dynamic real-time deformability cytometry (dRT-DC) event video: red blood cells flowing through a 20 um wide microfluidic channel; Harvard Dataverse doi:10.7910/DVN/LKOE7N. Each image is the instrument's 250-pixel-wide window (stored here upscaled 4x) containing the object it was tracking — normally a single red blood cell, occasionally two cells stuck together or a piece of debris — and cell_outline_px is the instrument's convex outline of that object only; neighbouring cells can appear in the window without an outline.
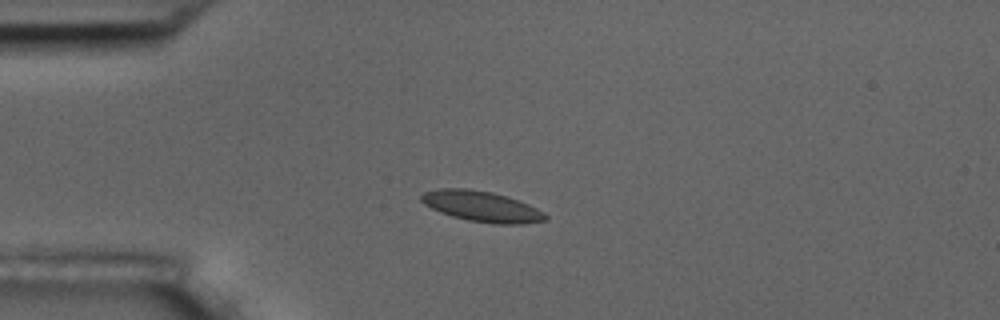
{"species": "common noctule bat (a hibernating species)", "species_latin": "Nyctalus noctula", "temperature_condition": "room temperature", "stored_images_in_passage": 4, "camera_frame_rate_fps": 3000, "um_per_image_px": 0.085, "animal": {"sex": "male", "body_mass_g": 17.5, "forearm_length_mm": 52.3}, "frame": {"image": 1, "passage_image": 1, "time_ms": 0.0, "image_size_px": [1000, 320], "cell_outline_px": [[548, 220], [524, 224], [496, 224], [468, 220], [452, 216], [440, 212], [424, 204], [420, 200], [420, 196], [424, 192], [440, 188], [468, 188], [492, 192], [508, 196], [528, 204], [544, 212], [548, 216]], "centroid_in_image_um": [40.96, 17.54], "position_along_channel_um": 44.0, "area_um2": 22.25}}